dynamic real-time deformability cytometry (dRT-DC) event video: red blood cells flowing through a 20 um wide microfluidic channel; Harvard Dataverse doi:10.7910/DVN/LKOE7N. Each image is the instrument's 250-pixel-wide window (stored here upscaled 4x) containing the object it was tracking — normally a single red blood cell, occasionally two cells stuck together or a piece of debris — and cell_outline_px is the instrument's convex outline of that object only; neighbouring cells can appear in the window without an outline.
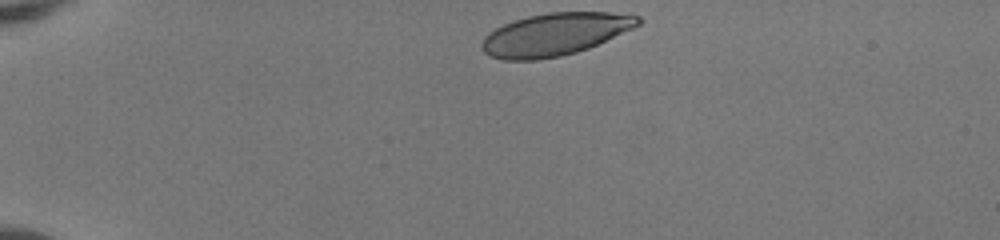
{"species": "human", "species_latin": "Homo sapiens", "temperature_condition": "room temperature", "stored_images_in_passage": 36, "camera_frame_rate_fps": 3000, "um_per_image_px": 0.085, "donor": {"sex": "female"}, "frame": {"image": 1, "passage_image": 1, "time_ms": 0.0, "image_size_px": [1000, 240], "cell_outline_px": [[644, 20], [640, 24], [632, 28], [588, 48], [576, 52], [560, 56], [536, 60], [504, 60], [488, 56], [480, 48], [480, 44], [484, 36], [488, 32], [504, 24], [528, 16], [548, 12], [608, 12], [640, 16]], "centroid_in_image_um": [47.12, 2.92], "position_along_channel_um": 37.9, "area_um2": 38.61}}
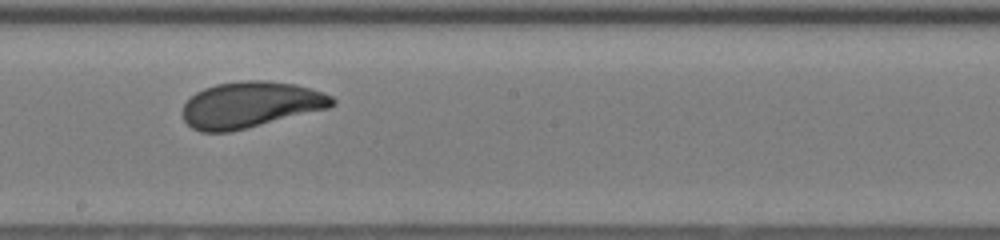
{"frame": {"image": 2, "passage_image": 20, "time_ms": 6.333, "image_size_px": [1000, 240], "cell_outline_px": [[336, 104], [328, 108], [228, 132], [200, 132], [192, 128], [184, 120], [184, 104], [196, 92], [204, 88], [216, 84], [244, 80], [264, 80], [296, 84], [324, 92], [332, 96], [336, 100]], "centroid_in_image_um": [21.31, 8.89], "position_along_channel_um": 226.9, "area_um2": 39.88}}
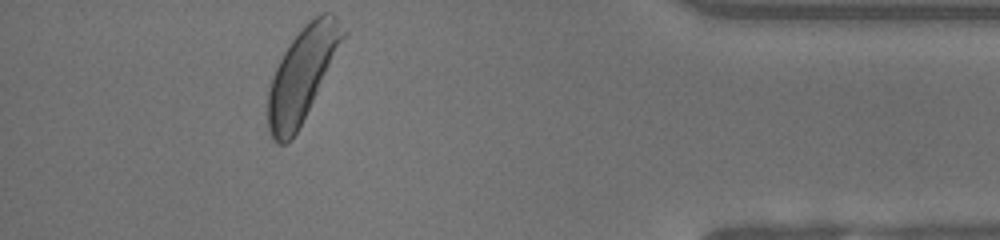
{"frame": {"image": 3, "passage_image": 36, "time_ms": 11.667, "image_size_px": [1000, 240], "cell_outline_px": [[348, 32], [292, 140], [288, 144], [280, 144], [272, 140], [268, 128], [268, 92], [272, 76], [284, 52], [292, 40], [320, 12], [332, 12], [336, 16]], "centroid_in_image_um": [25.68, 6.34], "position_along_channel_um": 409.5, "area_um2": 39.88}, "authors_computed_cell_mechanics": {"area_um2": 39.3329, "velocity_mm_per_s": 4.079, "shape_relaxation_time_tau1_ms": 2.507, "shape_relaxation_time_tau2_ms": 0.6338, "deformation_change_tau1": 0.1479, "deformation_change_tau2": 0.0712}}